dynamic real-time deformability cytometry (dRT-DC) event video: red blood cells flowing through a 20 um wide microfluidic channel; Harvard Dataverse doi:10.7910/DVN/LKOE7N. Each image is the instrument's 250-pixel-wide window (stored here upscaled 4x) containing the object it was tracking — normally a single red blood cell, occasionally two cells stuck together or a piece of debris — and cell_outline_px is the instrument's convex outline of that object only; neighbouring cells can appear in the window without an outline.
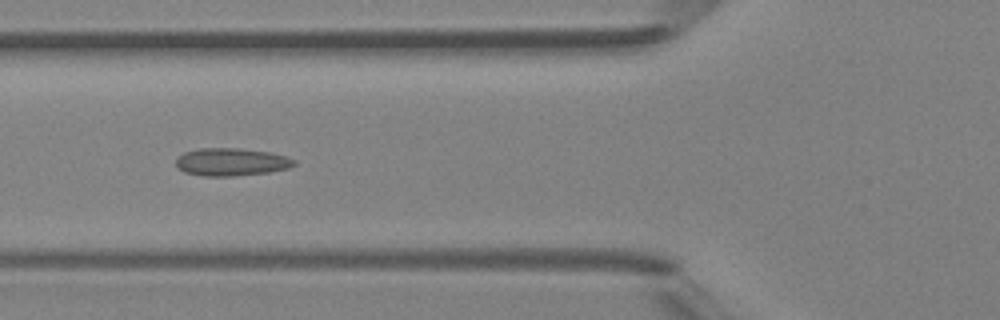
{"species": "Egyptian fruit bat (a non-hibernating species)", "species_latin": "Rousettus aegyptiacus", "temperature_condition": "room temperature", "stored_images_in_passage": 5, "camera_frame_rate_fps": 3000, "um_per_image_px": 0.085, "animal": {"sex": "female"}, "frame": {"image": 1, "passage_image": 5, "time_ms": 4.667, "image_size_px": [1000, 320], "cell_outline_px": [[296, 164], [288, 168], [268, 172], [236, 176], [204, 176], [184, 172], [176, 164], [176, 156], [184, 152], [200, 148], [240, 148], [268, 152], [284, 156], [296, 160]], "centroid_in_image_um": [19.64, 13.76], "position_along_channel_um": 106.2, "area_um2": 19.07}}